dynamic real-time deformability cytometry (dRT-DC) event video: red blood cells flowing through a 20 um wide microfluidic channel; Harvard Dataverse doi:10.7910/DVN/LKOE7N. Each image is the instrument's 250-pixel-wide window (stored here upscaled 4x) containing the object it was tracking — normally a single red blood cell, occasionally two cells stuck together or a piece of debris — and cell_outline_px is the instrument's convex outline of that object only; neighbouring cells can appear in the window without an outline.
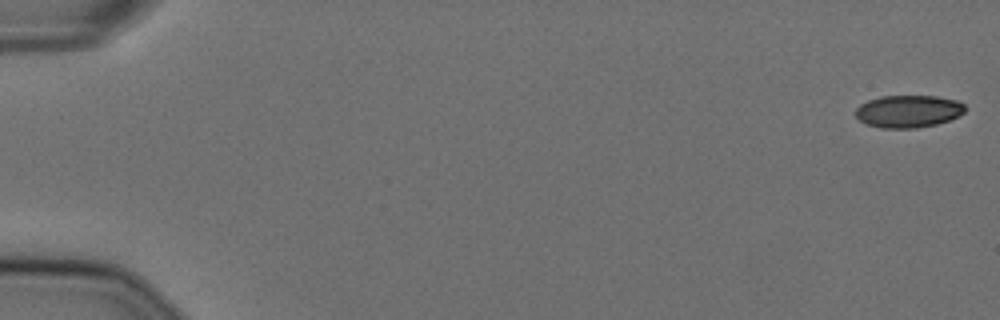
{"species": "Egyptian fruit bat (a non-hibernating species)", "species_latin": "Rousettus aegyptiacus", "temperature_condition": "cold", "stored_images_in_passage": 56, "camera_frame_rate_fps": 3000, "um_per_image_px": 0.085, "animal": {"sex": "female"}, "frame": {"image": 1, "passage_image": 1, "time_ms": 0.0, "image_size_px": [1000, 320], "cell_outline_px": [[964, 112], [960, 116], [936, 124], [916, 128], [880, 128], [864, 124], [856, 116], [856, 108], [860, 104], [868, 100], [880, 96], [936, 96], [956, 100], [964, 104]], "centroid_in_image_um": [77.18, 9.46], "position_along_channel_um": 7.8, "area_um2": 20.75}}
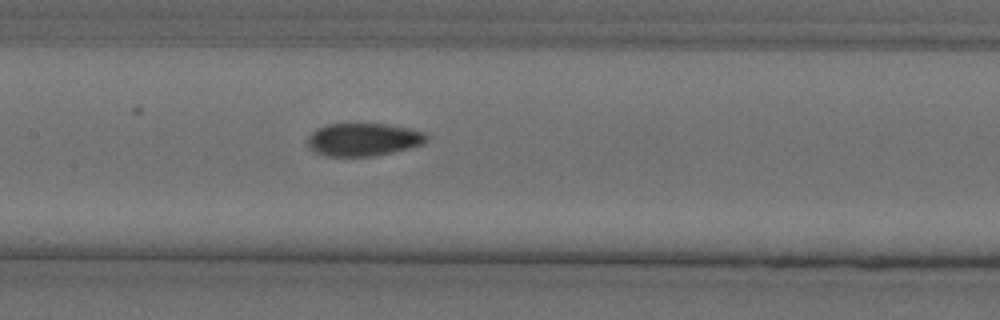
{"frame": {"image": 2, "passage_image": 28, "time_ms": 9.0, "image_size_px": [1000, 320], "cell_outline_px": [[428, 140], [424, 144], [392, 152], [372, 156], [324, 156], [308, 148], [308, 136], [316, 128], [328, 124], [388, 124], [408, 128], [424, 132], [428, 136]], "centroid_in_image_um": [30.88, 11.86], "position_along_channel_um": 176.5, "area_um2": 22.83}}
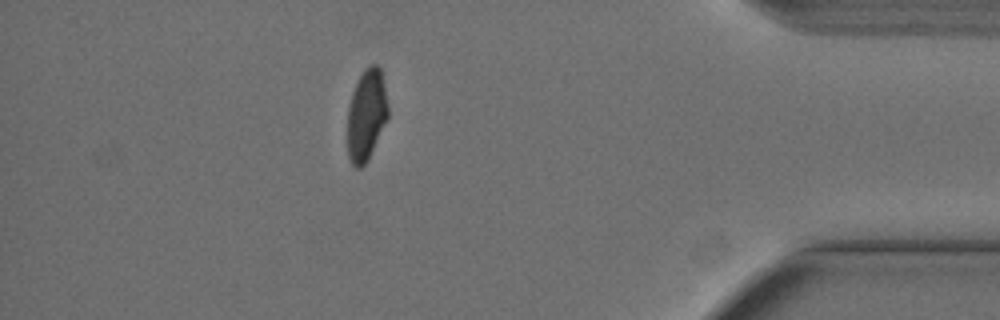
{"frame": {"image": 3, "passage_image": 50, "time_ms": 16.333, "image_size_px": [1000, 320], "cell_outline_px": [[388, 116], [368, 160], [360, 168], [356, 168], [352, 164], [348, 156], [348, 108], [352, 92], [356, 80], [364, 68], [372, 64], [376, 64], [380, 68], [388, 104]], "centroid_in_image_um": [31.13, 9.75], "position_along_channel_um": 404.1, "area_um2": 21.5}, "authors_computed_cell_mechanics": {"area_um2": 22.831, "velocity_mm_per_s": 3.6352, "shape_relaxation_time_tau1_ms": null, "shape_relaxation_time_tau2_ms": 2.2193, "deformation_change_tau1": null, "deformation_change_tau2": 0.0637}}